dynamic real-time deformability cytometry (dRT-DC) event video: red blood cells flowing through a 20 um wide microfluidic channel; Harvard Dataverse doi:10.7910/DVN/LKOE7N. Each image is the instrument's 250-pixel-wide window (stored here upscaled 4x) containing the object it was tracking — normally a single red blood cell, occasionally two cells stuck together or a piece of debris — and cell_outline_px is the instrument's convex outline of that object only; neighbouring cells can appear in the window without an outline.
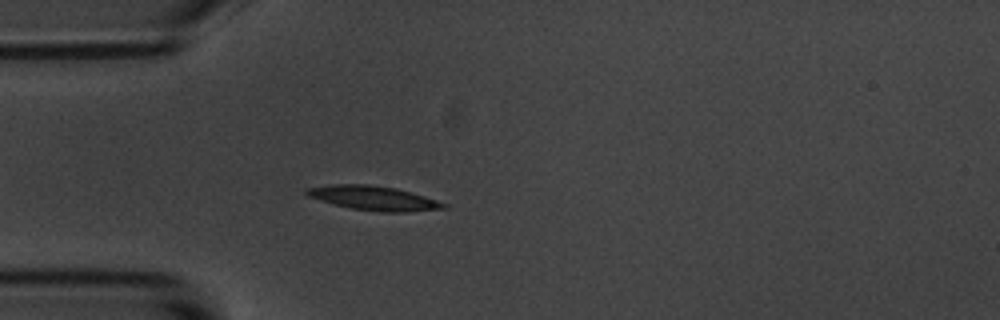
{"species": "common noctule bat (a hibernating species)", "species_latin": "Nyctalus noctula", "temperature_condition": "room temperature", "stored_images_in_passage": 5, "camera_frame_rate_fps": 3000, "um_per_image_px": 0.085, "animal": {"sex": "male", "body_mass_g": 20.1, "forearm_length_mm": 53.5}, "frame": {"image": 1, "passage_image": 5, "time_ms": 4.333, "image_size_px": [1000, 320], "cell_outline_px": [[448, 208], [404, 212], [384, 212], [352, 208], [320, 200], [308, 196], [304, 192], [304, 188], [332, 184], [368, 184], [396, 188], [412, 192], [448, 204]], "centroid_in_image_um": [31.76, 16.83], "position_along_channel_um": 53.2, "area_um2": 19.31}}